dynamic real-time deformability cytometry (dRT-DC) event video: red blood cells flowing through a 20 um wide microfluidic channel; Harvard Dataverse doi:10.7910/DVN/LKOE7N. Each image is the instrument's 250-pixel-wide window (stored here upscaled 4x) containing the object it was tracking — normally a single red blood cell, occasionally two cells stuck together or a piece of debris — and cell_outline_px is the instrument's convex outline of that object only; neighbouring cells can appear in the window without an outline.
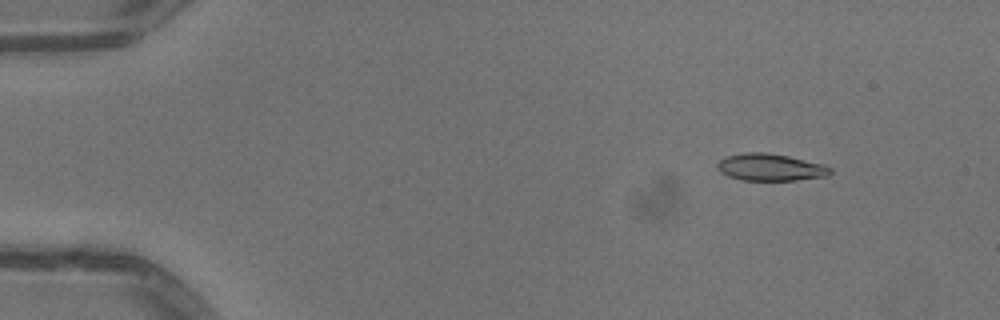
{"species": "common noctule bat (a hibernating species)", "species_latin": "Nyctalus noctula", "temperature_condition": "warm", "stored_images_in_passage": 52, "camera_frame_rate_fps": 3000, "um_per_image_px": 0.085, "animal": {"sex": "male", "body_mass_g": 13.3}, "frame": {"image": 1, "passage_image": 7, "time_ms": 2.0, "image_size_px": [1000, 320], "cell_outline_px": [[832, 172], [828, 176], [796, 180], [740, 180], [728, 176], [720, 172], [716, 168], [716, 164], [720, 160], [728, 156], [744, 152], [768, 152], [788, 156], [824, 164], [832, 168]], "centroid_in_image_um": [65.49, 14.22], "position_along_channel_um": 19.5, "area_um2": 17.98}}
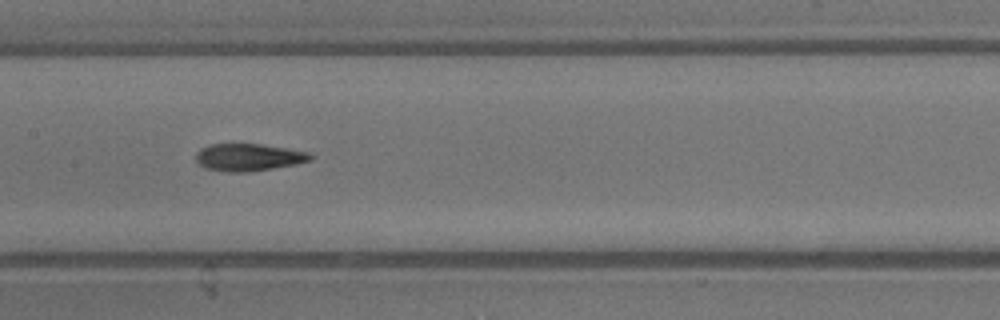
{"frame": {"image": 2, "passage_image": 27, "time_ms": 8.667, "image_size_px": [1000, 320], "cell_outline_px": [[312, 160], [296, 164], [248, 172], [228, 172], [204, 168], [196, 160], [196, 152], [200, 148], [212, 144], [260, 144], [308, 152], [312, 156]], "centroid_in_image_um": [21.1, 13.37], "position_along_channel_um": 186.3, "area_um2": 18.09}}
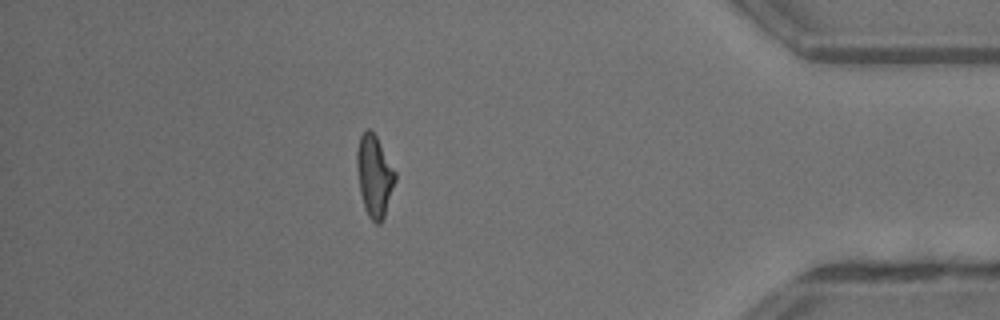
{"frame": {"image": 3, "passage_image": 46, "time_ms": 15.0, "image_size_px": [1000, 320], "cell_outline_px": [[396, 180], [384, 216], [380, 224], [376, 224], [368, 216], [364, 208], [360, 192], [356, 168], [356, 152], [360, 136], [368, 128], [376, 136], [396, 172]], "centroid_in_image_um": [31.81, 14.97], "position_along_channel_um": 403.4, "area_um2": 18.15}, "authors_computed_cell_mechanics": {"area_um2": 18.1492, "velocity_mm_per_s": 4.093, "shape_relaxation_time_tau1_ms": 10.5734, "shape_relaxation_time_tau2_ms": 3.3934, "deformation_change_tau1": 0.3308, "deformation_change_tau2": 0.1081}}